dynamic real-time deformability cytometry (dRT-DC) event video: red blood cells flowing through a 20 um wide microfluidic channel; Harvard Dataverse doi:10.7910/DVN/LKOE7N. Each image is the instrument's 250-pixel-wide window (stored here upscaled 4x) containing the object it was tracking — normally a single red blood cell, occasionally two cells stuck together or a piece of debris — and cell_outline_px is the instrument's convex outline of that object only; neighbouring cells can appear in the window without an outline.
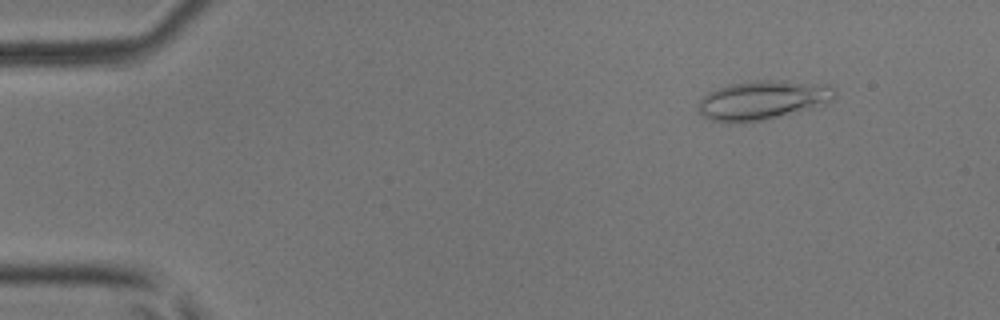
{"species": "common noctule bat (a hibernating species)", "species_latin": "Nyctalus noctula", "temperature_condition": "room temperature", "stored_images_in_passage": 50, "camera_frame_rate_fps": 3000, "um_per_image_px": 0.085, "animal": {"sex": "male", "body_mass_g": 17.9, "forearm_length_mm": 54.2}, "frame": {"image": 1, "passage_image": 6, "time_ms": 1.667, "image_size_px": [1000, 320], "cell_outline_px": [[836, 96], [832, 100], [812, 108], [768, 120], [728, 124], [724, 124], [712, 120], [704, 116], [696, 108], [700, 100], [708, 92], [728, 84], [756, 80], [784, 80], [832, 84], [836, 92]], "centroid_in_image_um": [64.84, 8.51], "position_along_channel_um": 20.2, "area_um2": 31.79}}
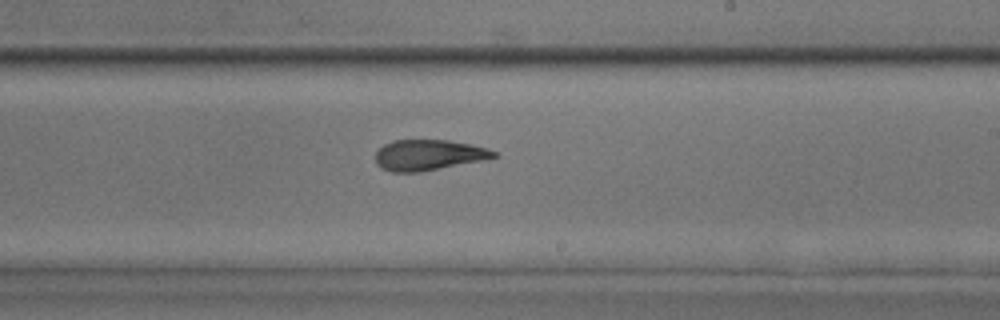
{"frame": {"image": 2, "passage_image": 30, "time_ms": 9.667, "image_size_px": [1000, 320], "cell_outline_px": [[500, 156], [484, 160], [420, 172], [392, 172], [380, 168], [376, 164], [376, 152], [384, 144], [392, 140], [448, 140], [472, 144], [488, 148], [496, 152]], "centroid_in_image_um": [36.44, 13.17], "position_along_channel_um": 252.6, "area_um2": 21.33}}
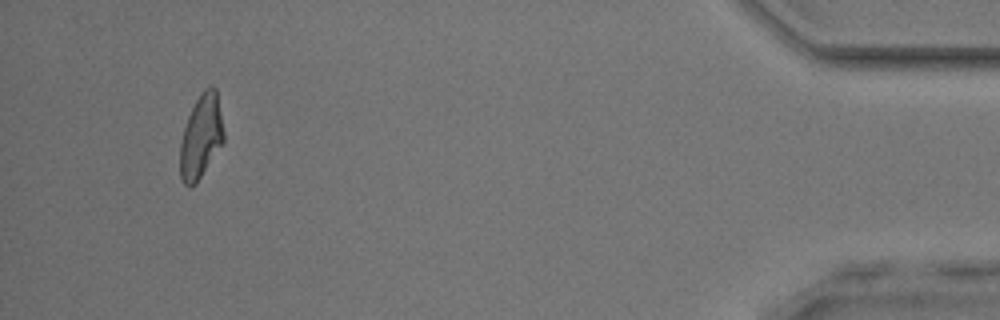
{"frame": {"image": 3, "passage_image": 47, "time_ms": 15.333, "image_size_px": [1000, 320], "cell_outline_px": [[224, 144], [196, 184], [192, 188], [188, 188], [184, 184], [180, 176], [180, 140], [188, 116], [200, 92], [208, 84], [212, 84], [216, 88], [224, 132]], "centroid_in_image_um": [17.1, 11.62], "position_along_channel_um": 418.1, "area_um2": 21.79}, "authors_computed_cell_mechanics": {"area_um2": 22.0796, "velocity_mm_per_s": 4.1567, "shape_relaxation_time_tau1_ms": 5.8822, "shape_relaxation_time_tau2_ms": 2.469, "deformation_change_tau1": 0.1693, "deformation_change_tau2": 0.11}}